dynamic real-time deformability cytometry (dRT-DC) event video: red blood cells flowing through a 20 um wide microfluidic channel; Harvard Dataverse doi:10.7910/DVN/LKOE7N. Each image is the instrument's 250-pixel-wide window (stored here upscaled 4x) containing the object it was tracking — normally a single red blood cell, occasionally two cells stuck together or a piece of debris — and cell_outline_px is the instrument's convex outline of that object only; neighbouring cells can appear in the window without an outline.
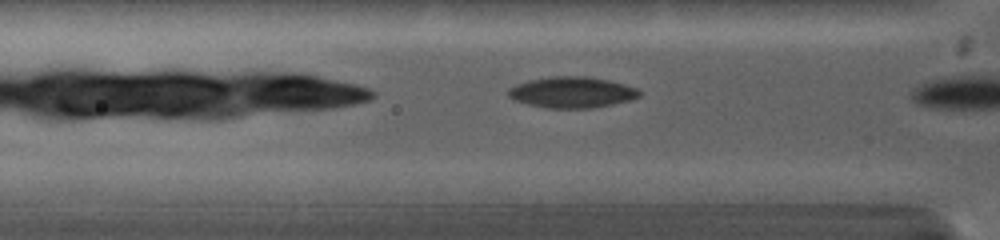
{"species": "common noctule bat (a hibernating species)", "species_latin": "Nyctalus noctula", "temperature_condition": "warm", "stored_images_in_passage": 11, "camera_frame_rate_fps": 5000, "um_per_image_px": 0.085, "animal": {"sex": "female", "body_mass_g": 19.0, "forearm_length_mm": 53.3}, "frame": {"image": 1, "passage_image": 10, "time_ms": 1.4, "image_size_px": [1000, 240], "cell_outline_px": [[640, 96], [632, 100], [592, 108], [548, 108], [528, 104], [512, 100], [508, 96], [508, 88], [516, 84], [528, 80], [548, 76], [584, 76], [608, 80], [624, 84], [636, 88], [640, 92]], "centroid_in_image_um": [48.58, 7.84], "position_along_channel_um": 77.2, "area_um2": 23.81}}